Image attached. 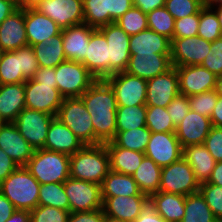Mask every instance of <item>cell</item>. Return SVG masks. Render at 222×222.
Instances as JSON below:
<instances>
[{
    "label": "cell",
    "instance_id": "1",
    "mask_svg": "<svg viewBox=\"0 0 222 222\" xmlns=\"http://www.w3.org/2000/svg\"><path fill=\"white\" fill-rule=\"evenodd\" d=\"M91 116L95 145L112 141L116 136L117 101L105 79L96 80L81 96Z\"/></svg>",
    "mask_w": 222,
    "mask_h": 222
},
{
    "label": "cell",
    "instance_id": "2",
    "mask_svg": "<svg viewBox=\"0 0 222 222\" xmlns=\"http://www.w3.org/2000/svg\"><path fill=\"white\" fill-rule=\"evenodd\" d=\"M110 171V157L105 144L85 145L70 156V177L102 185Z\"/></svg>",
    "mask_w": 222,
    "mask_h": 222
},
{
    "label": "cell",
    "instance_id": "3",
    "mask_svg": "<svg viewBox=\"0 0 222 222\" xmlns=\"http://www.w3.org/2000/svg\"><path fill=\"white\" fill-rule=\"evenodd\" d=\"M40 183L25 166H19L0 183V192L16 210L31 211L38 206Z\"/></svg>",
    "mask_w": 222,
    "mask_h": 222
},
{
    "label": "cell",
    "instance_id": "4",
    "mask_svg": "<svg viewBox=\"0 0 222 222\" xmlns=\"http://www.w3.org/2000/svg\"><path fill=\"white\" fill-rule=\"evenodd\" d=\"M70 156L38 149L25 165L26 169L40 183H63L70 177Z\"/></svg>",
    "mask_w": 222,
    "mask_h": 222
},
{
    "label": "cell",
    "instance_id": "5",
    "mask_svg": "<svg viewBox=\"0 0 222 222\" xmlns=\"http://www.w3.org/2000/svg\"><path fill=\"white\" fill-rule=\"evenodd\" d=\"M84 145H95L94 127L81 97L63 98L56 116Z\"/></svg>",
    "mask_w": 222,
    "mask_h": 222
},
{
    "label": "cell",
    "instance_id": "6",
    "mask_svg": "<svg viewBox=\"0 0 222 222\" xmlns=\"http://www.w3.org/2000/svg\"><path fill=\"white\" fill-rule=\"evenodd\" d=\"M55 76L63 98L80 97L97 80L83 63L72 60L60 63Z\"/></svg>",
    "mask_w": 222,
    "mask_h": 222
},
{
    "label": "cell",
    "instance_id": "7",
    "mask_svg": "<svg viewBox=\"0 0 222 222\" xmlns=\"http://www.w3.org/2000/svg\"><path fill=\"white\" fill-rule=\"evenodd\" d=\"M199 187L191 166L183 157L162 167L159 191L188 196L199 192Z\"/></svg>",
    "mask_w": 222,
    "mask_h": 222
},
{
    "label": "cell",
    "instance_id": "8",
    "mask_svg": "<svg viewBox=\"0 0 222 222\" xmlns=\"http://www.w3.org/2000/svg\"><path fill=\"white\" fill-rule=\"evenodd\" d=\"M69 212L94 211L103 207L101 185L69 177L64 182Z\"/></svg>",
    "mask_w": 222,
    "mask_h": 222
},
{
    "label": "cell",
    "instance_id": "9",
    "mask_svg": "<svg viewBox=\"0 0 222 222\" xmlns=\"http://www.w3.org/2000/svg\"><path fill=\"white\" fill-rule=\"evenodd\" d=\"M105 80L115 93L117 106L145 105L147 80L125 71L112 74Z\"/></svg>",
    "mask_w": 222,
    "mask_h": 222
},
{
    "label": "cell",
    "instance_id": "10",
    "mask_svg": "<svg viewBox=\"0 0 222 222\" xmlns=\"http://www.w3.org/2000/svg\"><path fill=\"white\" fill-rule=\"evenodd\" d=\"M55 116L24 108L17 116L14 124L20 134L35 149H43L47 137L48 128Z\"/></svg>",
    "mask_w": 222,
    "mask_h": 222
},
{
    "label": "cell",
    "instance_id": "11",
    "mask_svg": "<svg viewBox=\"0 0 222 222\" xmlns=\"http://www.w3.org/2000/svg\"><path fill=\"white\" fill-rule=\"evenodd\" d=\"M211 42L201 37L173 38L170 58L172 67L201 65L210 52Z\"/></svg>",
    "mask_w": 222,
    "mask_h": 222
},
{
    "label": "cell",
    "instance_id": "12",
    "mask_svg": "<svg viewBox=\"0 0 222 222\" xmlns=\"http://www.w3.org/2000/svg\"><path fill=\"white\" fill-rule=\"evenodd\" d=\"M63 97L57 84H41L33 79L25 82V107L57 116Z\"/></svg>",
    "mask_w": 222,
    "mask_h": 222
},
{
    "label": "cell",
    "instance_id": "13",
    "mask_svg": "<svg viewBox=\"0 0 222 222\" xmlns=\"http://www.w3.org/2000/svg\"><path fill=\"white\" fill-rule=\"evenodd\" d=\"M35 10L48 16L62 30L84 23L83 0H44Z\"/></svg>",
    "mask_w": 222,
    "mask_h": 222
},
{
    "label": "cell",
    "instance_id": "14",
    "mask_svg": "<svg viewBox=\"0 0 222 222\" xmlns=\"http://www.w3.org/2000/svg\"><path fill=\"white\" fill-rule=\"evenodd\" d=\"M106 38L109 46L110 76L127 69L130 52V36L116 23H110L98 29Z\"/></svg>",
    "mask_w": 222,
    "mask_h": 222
},
{
    "label": "cell",
    "instance_id": "15",
    "mask_svg": "<svg viewBox=\"0 0 222 222\" xmlns=\"http://www.w3.org/2000/svg\"><path fill=\"white\" fill-rule=\"evenodd\" d=\"M144 154L162 168L182 157V147L175 132H152Z\"/></svg>",
    "mask_w": 222,
    "mask_h": 222
},
{
    "label": "cell",
    "instance_id": "16",
    "mask_svg": "<svg viewBox=\"0 0 222 222\" xmlns=\"http://www.w3.org/2000/svg\"><path fill=\"white\" fill-rule=\"evenodd\" d=\"M179 94V77L177 69L176 67H172L166 73L147 80L145 105L166 108Z\"/></svg>",
    "mask_w": 222,
    "mask_h": 222
},
{
    "label": "cell",
    "instance_id": "17",
    "mask_svg": "<svg viewBox=\"0 0 222 222\" xmlns=\"http://www.w3.org/2000/svg\"><path fill=\"white\" fill-rule=\"evenodd\" d=\"M179 77V92L191 96L215 89L216 75L202 65L176 67Z\"/></svg>",
    "mask_w": 222,
    "mask_h": 222
},
{
    "label": "cell",
    "instance_id": "18",
    "mask_svg": "<svg viewBox=\"0 0 222 222\" xmlns=\"http://www.w3.org/2000/svg\"><path fill=\"white\" fill-rule=\"evenodd\" d=\"M81 63L97 80L110 76L109 46L98 29L91 34L85 59Z\"/></svg>",
    "mask_w": 222,
    "mask_h": 222
},
{
    "label": "cell",
    "instance_id": "19",
    "mask_svg": "<svg viewBox=\"0 0 222 222\" xmlns=\"http://www.w3.org/2000/svg\"><path fill=\"white\" fill-rule=\"evenodd\" d=\"M105 216L122 221L133 222L141 209L149 201L147 195L102 197Z\"/></svg>",
    "mask_w": 222,
    "mask_h": 222
},
{
    "label": "cell",
    "instance_id": "20",
    "mask_svg": "<svg viewBox=\"0 0 222 222\" xmlns=\"http://www.w3.org/2000/svg\"><path fill=\"white\" fill-rule=\"evenodd\" d=\"M212 127L211 119L190 110L182 122L176 126L175 134L181 147L204 144Z\"/></svg>",
    "mask_w": 222,
    "mask_h": 222
},
{
    "label": "cell",
    "instance_id": "21",
    "mask_svg": "<svg viewBox=\"0 0 222 222\" xmlns=\"http://www.w3.org/2000/svg\"><path fill=\"white\" fill-rule=\"evenodd\" d=\"M171 68L170 54H137L130 56L125 72L149 80Z\"/></svg>",
    "mask_w": 222,
    "mask_h": 222
},
{
    "label": "cell",
    "instance_id": "22",
    "mask_svg": "<svg viewBox=\"0 0 222 222\" xmlns=\"http://www.w3.org/2000/svg\"><path fill=\"white\" fill-rule=\"evenodd\" d=\"M0 148L4 150L18 166H25L35 151L20 134L14 123H4L0 128Z\"/></svg>",
    "mask_w": 222,
    "mask_h": 222
},
{
    "label": "cell",
    "instance_id": "23",
    "mask_svg": "<svg viewBox=\"0 0 222 222\" xmlns=\"http://www.w3.org/2000/svg\"><path fill=\"white\" fill-rule=\"evenodd\" d=\"M84 146L82 141L57 117L51 121L43 149L71 156Z\"/></svg>",
    "mask_w": 222,
    "mask_h": 222
},
{
    "label": "cell",
    "instance_id": "24",
    "mask_svg": "<svg viewBox=\"0 0 222 222\" xmlns=\"http://www.w3.org/2000/svg\"><path fill=\"white\" fill-rule=\"evenodd\" d=\"M0 45L4 51H13L28 45L25 10L18 8L1 22Z\"/></svg>",
    "mask_w": 222,
    "mask_h": 222
},
{
    "label": "cell",
    "instance_id": "25",
    "mask_svg": "<svg viewBox=\"0 0 222 222\" xmlns=\"http://www.w3.org/2000/svg\"><path fill=\"white\" fill-rule=\"evenodd\" d=\"M95 30L86 23L73 25L62 30V45L66 60L82 62L85 59L91 34Z\"/></svg>",
    "mask_w": 222,
    "mask_h": 222
},
{
    "label": "cell",
    "instance_id": "26",
    "mask_svg": "<svg viewBox=\"0 0 222 222\" xmlns=\"http://www.w3.org/2000/svg\"><path fill=\"white\" fill-rule=\"evenodd\" d=\"M25 28L27 42L30 46L48 42L62 32V29L52 19L35 9L25 10Z\"/></svg>",
    "mask_w": 222,
    "mask_h": 222
},
{
    "label": "cell",
    "instance_id": "27",
    "mask_svg": "<svg viewBox=\"0 0 222 222\" xmlns=\"http://www.w3.org/2000/svg\"><path fill=\"white\" fill-rule=\"evenodd\" d=\"M25 107V82L0 85V117L14 123Z\"/></svg>",
    "mask_w": 222,
    "mask_h": 222
},
{
    "label": "cell",
    "instance_id": "28",
    "mask_svg": "<svg viewBox=\"0 0 222 222\" xmlns=\"http://www.w3.org/2000/svg\"><path fill=\"white\" fill-rule=\"evenodd\" d=\"M171 40L166 36L147 28L130 36V55L137 54H170Z\"/></svg>",
    "mask_w": 222,
    "mask_h": 222
},
{
    "label": "cell",
    "instance_id": "29",
    "mask_svg": "<svg viewBox=\"0 0 222 222\" xmlns=\"http://www.w3.org/2000/svg\"><path fill=\"white\" fill-rule=\"evenodd\" d=\"M182 157L191 166L196 180L200 184L208 182L216 161L204 144L188 145L183 147Z\"/></svg>",
    "mask_w": 222,
    "mask_h": 222
},
{
    "label": "cell",
    "instance_id": "30",
    "mask_svg": "<svg viewBox=\"0 0 222 222\" xmlns=\"http://www.w3.org/2000/svg\"><path fill=\"white\" fill-rule=\"evenodd\" d=\"M186 196L158 191L149 197L156 212L168 222H181L184 217Z\"/></svg>",
    "mask_w": 222,
    "mask_h": 222
},
{
    "label": "cell",
    "instance_id": "31",
    "mask_svg": "<svg viewBox=\"0 0 222 222\" xmlns=\"http://www.w3.org/2000/svg\"><path fill=\"white\" fill-rule=\"evenodd\" d=\"M110 157V170L132 176L141 164L145 154L118 147L113 141L104 143Z\"/></svg>",
    "mask_w": 222,
    "mask_h": 222
},
{
    "label": "cell",
    "instance_id": "32",
    "mask_svg": "<svg viewBox=\"0 0 222 222\" xmlns=\"http://www.w3.org/2000/svg\"><path fill=\"white\" fill-rule=\"evenodd\" d=\"M102 197L145 195L141 193L133 176L110 170L101 185Z\"/></svg>",
    "mask_w": 222,
    "mask_h": 222
},
{
    "label": "cell",
    "instance_id": "33",
    "mask_svg": "<svg viewBox=\"0 0 222 222\" xmlns=\"http://www.w3.org/2000/svg\"><path fill=\"white\" fill-rule=\"evenodd\" d=\"M62 44L63 37L61 32L48 42H41L32 46L39 67L56 68L60 63L66 61Z\"/></svg>",
    "mask_w": 222,
    "mask_h": 222
},
{
    "label": "cell",
    "instance_id": "34",
    "mask_svg": "<svg viewBox=\"0 0 222 222\" xmlns=\"http://www.w3.org/2000/svg\"><path fill=\"white\" fill-rule=\"evenodd\" d=\"M161 169L152 159L146 156L143 158L132 175L141 193L150 197L159 191Z\"/></svg>",
    "mask_w": 222,
    "mask_h": 222
},
{
    "label": "cell",
    "instance_id": "35",
    "mask_svg": "<svg viewBox=\"0 0 222 222\" xmlns=\"http://www.w3.org/2000/svg\"><path fill=\"white\" fill-rule=\"evenodd\" d=\"M21 47L13 51H5L0 60V85L23 83Z\"/></svg>",
    "mask_w": 222,
    "mask_h": 222
},
{
    "label": "cell",
    "instance_id": "36",
    "mask_svg": "<svg viewBox=\"0 0 222 222\" xmlns=\"http://www.w3.org/2000/svg\"><path fill=\"white\" fill-rule=\"evenodd\" d=\"M146 105L118 106L116 111V134L146 126Z\"/></svg>",
    "mask_w": 222,
    "mask_h": 222
},
{
    "label": "cell",
    "instance_id": "37",
    "mask_svg": "<svg viewBox=\"0 0 222 222\" xmlns=\"http://www.w3.org/2000/svg\"><path fill=\"white\" fill-rule=\"evenodd\" d=\"M215 218L200 192L186 196L184 217L181 222H211Z\"/></svg>",
    "mask_w": 222,
    "mask_h": 222
},
{
    "label": "cell",
    "instance_id": "38",
    "mask_svg": "<svg viewBox=\"0 0 222 222\" xmlns=\"http://www.w3.org/2000/svg\"><path fill=\"white\" fill-rule=\"evenodd\" d=\"M152 132L146 127L119 131L112 140L118 147L144 153Z\"/></svg>",
    "mask_w": 222,
    "mask_h": 222
},
{
    "label": "cell",
    "instance_id": "39",
    "mask_svg": "<svg viewBox=\"0 0 222 222\" xmlns=\"http://www.w3.org/2000/svg\"><path fill=\"white\" fill-rule=\"evenodd\" d=\"M38 205L69 211V201L63 183L40 184Z\"/></svg>",
    "mask_w": 222,
    "mask_h": 222
},
{
    "label": "cell",
    "instance_id": "40",
    "mask_svg": "<svg viewBox=\"0 0 222 222\" xmlns=\"http://www.w3.org/2000/svg\"><path fill=\"white\" fill-rule=\"evenodd\" d=\"M204 6L199 12V27L197 35L202 39L213 42L222 37L221 26L216 11Z\"/></svg>",
    "mask_w": 222,
    "mask_h": 222
},
{
    "label": "cell",
    "instance_id": "41",
    "mask_svg": "<svg viewBox=\"0 0 222 222\" xmlns=\"http://www.w3.org/2000/svg\"><path fill=\"white\" fill-rule=\"evenodd\" d=\"M84 23L99 29L109 24L106 0H83Z\"/></svg>",
    "mask_w": 222,
    "mask_h": 222
},
{
    "label": "cell",
    "instance_id": "42",
    "mask_svg": "<svg viewBox=\"0 0 222 222\" xmlns=\"http://www.w3.org/2000/svg\"><path fill=\"white\" fill-rule=\"evenodd\" d=\"M146 15L149 29L170 40L173 39L175 19L164 6L156 8Z\"/></svg>",
    "mask_w": 222,
    "mask_h": 222
},
{
    "label": "cell",
    "instance_id": "43",
    "mask_svg": "<svg viewBox=\"0 0 222 222\" xmlns=\"http://www.w3.org/2000/svg\"><path fill=\"white\" fill-rule=\"evenodd\" d=\"M146 127L151 132H175L176 129L167 109L160 106H147Z\"/></svg>",
    "mask_w": 222,
    "mask_h": 222
},
{
    "label": "cell",
    "instance_id": "44",
    "mask_svg": "<svg viewBox=\"0 0 222 222\" xmlns=\"http://www.w3.org/2000/svg\"><path fill=\"white\" fill-rule=\"evenodd\" d=\"M129 36L135 35L148 28L146 13L132 6L115 21Z\"/></svg>",
    "mask_w": 222,
    "mask_h": 222
},
{
    "label": "cell",
    "instance_id": "45",
    "mask_svg": "<svg viewBox=\"0 0 222 222\" xmlns=\"http://www.w3.org/2000/svg\"><path fill=\"white\" fill-rule=\"evenodd\" d=\"M204 6V0H166L164 4L175 20L197 14Z\"/></svg>",
    "mask_w": 222,
    "mask_h": 222
},
{
    "label": "cell",
    "instance_id": "46",
    "mask_svg": "<svg viewBox=\"0 0 222 222\" xmlns=\"http://www.w3.org/2000/svg\"><path fill=\"white\" fill-rule=\"evenodd\" d=\"M215 90L189 96L190 109L210 118L218 100Z\"/></svg>",
    "mask_w": 222,
    "mask_h": 222
},
{
    "label": "cell",
    "instance_id": "47",
    "mask_svg": "<svg viewBox=\"0 0 222 222\" xmlns=\"http://www.w3.org/2000/svg\"><path fill=\"white\" fill-rule=\"evenodd\" d=\"M69 211L38 205L30 211V222H67Z\"/></svg>",
    "mask_w": 222,
    "mask_h": 222
},
{
    "label": "cell",
    "instance_id": "48",
    "mask_svg": "<svg viewBox=\"0 0 222 222\" xmlns=\"http://www.w3.org/2000/svg\"><path fill=\"white\" fill-rule=\"evenodd\" d=\"M199 192L204 197L214 216L222 218V187L204 182L200 184Z\"/></svg>",
    "mask_w": 222,
    "mask_h": 222
},
{
    "label": "cell",
    "instance_id": "49",
    "mask_svg": "<svg viewBox=\"0 0 222 222\" xmlns=\"http://www.w3.org/2000/svg\"><path fill=\"white\" fill-rule=\"evenodd\" d=\"M201 65L216 76L222 75V37L211 42L210 52Z\"/></svg>",
    "mask_w": 222,
    "mask_h": 222
},
{
    "label": "cell",
    "instance_id": "50",
    "mask_svg": "<svg viewBox=\"0 0 222 222\" xmlns=\"http://www.w3.org/2000/svg\"><path fill=\"white\" fill-rule=\"evenodd\" d=\"M199 13L175 20L173 38L197 36Z\"/></svg>",
    "mask_w": 222,
    "mask_h": 222
},
{
    "label": "cell",
    "instance_id": "51",
    "mask_svg": "<svg viewBox=\"0 0 222 222\" xmlns=\"http://www.w3.org/2000/svg\"><path fill=\"white\" fill-rule=\"evenodd\" d=\"M166 109L176 127L191 110L189 106V97L179 94L167 105Z\"/></svg>",
    "mask_w": 222,
    "mask_h": 222
},
{
    "label": "cell",
    "instance_id": "52",
    "mask_svg": "<svg viewBox=\"0 0 222 222\" xmlns=\"http://www.w3.org/2000/svg\"><path fill=\"white\" fill-rule=\"evenodd\" d=\"M204 145L216 162L222 161V127L212 126Z\"/></svg>",
    "mask_w": 222,
    "mask_h": 222
},
{
    "label": "cell",
    "instance_id": "53",
    "mask_svg": "<svg viewBox=\"0 0 222 222\" xmlns=\"http://www.w3.org/2000/svg\"><path fill=\"white\" fill-rule=\"evenodd\" d=\"M21 63L23 78L27 81L32 79L35 72L39 69V64L37 58L35 57L34 50L32 46L27 45L21 47Z\"/></svg>",
    "mask_w": 222,
    "mask_h": 222
},
{
    "label": "cell",
    "instance_id": "54",
    "mask_svg": "<svg viewBox=\"0 0 222 222\" xmlns=\"http://www.w3.org/2000/svg\"><path fill=\"white\" fill-rule=\"evenodd\" d=\"M109 24L115 22L133 6V0H106Z\"/></svg>",
    "mask_w": 222,
    "mask_h": 222
},
{
    "label": "cell",
    "instance_id": "55",
    "mask_svg": "<svg viewBox=\"0 0 222 222\" xmlns=\"http://www.w3.org/2000/svg\"><path fill=\"white\" fill-rule=\"evenodd\" d=\"M104 217L103 208L94 211L70 212L67 222H103Z\"/></svg>",
    "mask_w": 222,
    "mask_h": 222
},
{
    "label": "cell",
    "instance_id": "56",
    "mask_svg": "<svg viewBox=\"0 0 222 222\" xmlns=\"http://www.w3.org/2000/svg\"><path fill=\"white\" fill-rule=\"evenodd\" d=\"M18 167V164L0 148V183Z\"/></svg>",
    "mask_w": 222,
    "mask_h": 222
},
{
    "label": "cell",
    "instance_id": "57",
    "mask_svg": "<svg viewBox=\"0 0 222 222\" xmlns=\"http://www.w3.org/2000/svg\"><path fill=\"white\" fill-rule=\"evenodd\" d=\"M133 222H168L162 218L148 201L140 211V215Z\"/></svg>",
    "mask_w": 222,
    "mask_h": 222
},
{
    "label": "cell",
    "instance_id": "58",
    "mask_svg": "<svg viewBox=\"0 0 222 222\" xmlns=\"http://www.w3.org/2000/svg\"><path fill=\"white\" fill-rule=\"evenodd\" d=\"M55 74L56 68L39 67L32 79L41 84H57Z\"/></svg>",
    "mask_w": 222,
    "mask_h": 222
},
{
    "label": "cell",
    "instance_id": "59",
    "mask_svg": "<svg viewBox=\"0 0 222 222\" xmlns=\"http://www.w3.org/2000/svg\"><path fill=\"white\" fill-rule=\"evenodd\" d=\"M165 1L166 0H133V6L147 14L156 8L163 7Z\"/></svg>",
    "mask_w": 222,
    "mask_h": 222
},
{
    "label": "cell",
    "instance_id": "60",
    "mask_svg": "<svg viewBox=\"0 0 222 222\" xmlns=\"http://www.w3.org/2000/svg\"><path fill=\"white\" fill-rule=\"evenodd\" d=\"M15 210L13 204L0 192V222H4Z\"/></svg>",
    "mask_w": 222,
    "mask_h": 222
},
{
    "label": "cell",
    "instance_id": "61",
    "mask_svg": "<svg viewBox=\"0 0 222 222\" xmlns=\"http://www.w3.org/2000/svg\"><path fill=\"white\" fill-rule=\"evenodd\" d=\"M17 9L16 0H0V24Z\"/></svg>",
    "mask_w": 222,
    "mask_h": 222
},
{
    "label": "cell",
    "instance_id": "62",
    "mask_svg": "<svg viewBox=\"0 0 222 222\" xmlns=\"http://www.w3.org/2000/svg\"><path fill=\"white\" fill-rule=\"evenodd\" d=\"M212 126L222 127V97L219 96L217 103L210 116Z\"/></svg>",
    "mask_w": 222,
    "mask_h": 222
},
{
    "label": "cell",
    "instance_id": "63",
    "mask_svg": "<svg viewBox=\"0 0 222 222\" xmlns=\"http://www.w3.org/2000/svg\"><path fill=\"white\" fill-rule=\"evenodd\" d=\"M208 183L222 187V161L216 162Z\"/></svg>",
    "mask_w": 222,
    "mask_h": 222
},
{
    "label": "cell",
    "instance_id": "64",
    "mask_svg": "<svg viewBox=\"0 0 222 222\" xmlns=\"http://www.w3.org/2000/svg\"><path fill=\"white\" fill-rule=\"evenodd\" d=\"M4 222H30V211L15 210Z\"/></svg>",
    "mask_w": 222,
    "mask_h": 222
},
{
    "label": "cell",
    "instance_id": "65",
    "mask_svg": "<svg viewBox=\"0 0 222 222\" xmlns=\"http://www.w3.org/2000/svg\"><path fill=\"white\" fill-rule=\"evenodd\" d=\"M44 0H16L17 7L22 10L35 9Z\"/></svg>",
    "mask_w": 222,
    "mask_h": 222
},
{
    "label": "cell",
    "instance_id": "66",
    "mask_svg": "<svg viewBox=\"0 0 222 222\" xmlns=\"http://www.w3.org/2000/svg\"><path fill=\"white\" fill-rule=\"evenodd\" d=\"M218 96L222 97V75L216 77V84H215V89H214Z\"/></svg>",
    "mask_w": 222,
    "mask_h": 222
},
{
    "label": "cell",
    "instance_id": "67",
    "mask_svg": "<svg viewBox=\"0 0 222 222\" xmlns=\"http://www.w3.org/2000/svg\"><path fill=\"white\" fill-rule=\"evenodd\" d=\"M217 6V8L212 7L213 9H215L216 13H217V17L221 26V32H222V3L215 5Z\"/></svg>",
    "mask_w": 222,
    "mask_h": 222
},
{
    "label": "cell",
    "instance_id": "68",
    "mask_svg": "<svg viewBox=\"0 0 222 222\" xmlns=\"http://www.w3.org/2000/svg\"><path fill=\"white\" fill-rule=\"evenodd\" d=\"M222 0H204V5L207 7H214L217 4H221Z\"/></svg>",
    "mask_w": 222,
    "mask_h": 222
},
{
    "label": "cell",
    "instance_id": "69",
    "mask_svg": "<svg viewBox=\"0 0 222 222\" xmlns=\"http://www.w3.org/2000/svg\"><path fill=\"white\" fill-rule=\"evenodd\" d=\"M103 222H128V221L116 220V219L105 216Z\"/></svg>",
    "mask_w": 222,
    "mask_h": 222
},
{
    "label": "cell",
    "instance_id": "70",
    "mask_svg": "<svg viewBox=\"0 0 222 222\" xmlns=\"http://www.w3.org/2000/svg\"><path fill=\"white\" fill-rule=\"evenodd\" d=\"M211 222H222V218L215 217Z\"/></svg>",
    "mask_w": 222,
    "mask_h": 222
},
{
    "label": "cell",
    "instance_id": "71",
    "mask_svg": "<svg viewBox=\"0 0 222 222\" xmlns=\"http://www.w3.org/2000/svg\"><path fill=\"white\" fill-rule=\"evenodd\" d=\"M4 52H5V51L3 50V48H2L1 45H0V60H1Z\"/></svg>",
    "mask_w": 222,
    "mask_h": 222
},
{
    "label": "cell",
    "instance_id": "72",
    "mask_svg": "<svg viewBox=\"0 0 222 222\" xmlns=\"http://www.w3.org/2000/svg\"><path fill=\"white\" fill-rule=\"evenodd\" d=\"M5 122L1 119L0 117V128L2 127V125L4 124Z\"/></svg>",
    "mask_w": 222,
    "mask_h": 222
}]
</instances>
